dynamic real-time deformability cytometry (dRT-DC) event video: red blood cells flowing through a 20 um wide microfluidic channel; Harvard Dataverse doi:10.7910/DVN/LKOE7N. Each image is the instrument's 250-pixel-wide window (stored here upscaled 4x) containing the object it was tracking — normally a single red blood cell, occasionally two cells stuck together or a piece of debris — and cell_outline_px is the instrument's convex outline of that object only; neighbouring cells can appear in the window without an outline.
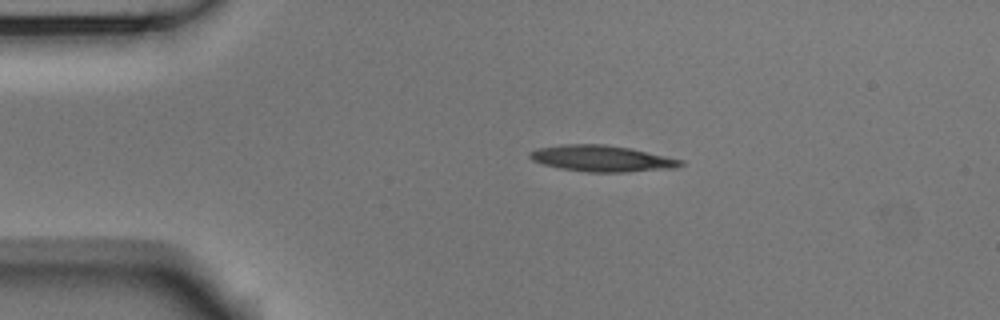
{"species": "Egyptian fruit bat (a non-hibernating species)", "species_latin": "Rousettus aegyptiacus", "temperature_condition": "room temperature", "stored_images_in_passage": 2, "camera_frame_rate_fps": 3000, "um_per_image_px": 0.085, "animal": {"sex": "male"}, "frame": {"image": 1, "passage_image": 1, "time_ms": 0.0, "image_size_px": [1000, 320], "cell_outline_px": [[684, 164], [676, 168], [628, 172], [588, 172], [560, 168], [544, 164], [532, 160], [528, 156], [528, 152], [536, 148], [564, 144], [604, 144], [632, 148], [684, 160]], "centroid_in_image_um": [51.18, 13.47], "position_along_channel_um": 33.8, "area_um2": 23.24}}